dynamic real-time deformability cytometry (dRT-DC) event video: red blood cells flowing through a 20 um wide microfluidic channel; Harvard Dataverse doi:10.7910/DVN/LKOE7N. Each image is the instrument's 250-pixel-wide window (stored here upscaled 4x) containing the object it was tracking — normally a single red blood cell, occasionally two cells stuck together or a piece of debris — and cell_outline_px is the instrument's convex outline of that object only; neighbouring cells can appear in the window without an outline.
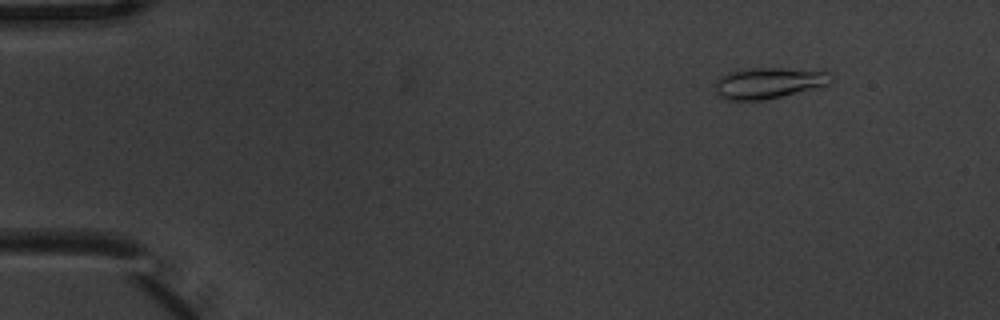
{"species": "common noctule bat (a hibernating species)", "species_latin": "Nyctalus noctula", "temperature_condition": "warm", "stored_images_in_passage": 6, "camera_frame_rate_fps": 3000, "um_per_image_px": 0.085, "animal": {"sex": "male", "body_mass_g": 20.1, "forearm_length_mm": 53.5}, "frame": {"image": 1, "passage_image": 2, "time_ms": 0.333, "image_size_px": [1000, 320], "cell_outline_px": [[836, 76], [832, 84], [820, 88], [760, 100], [728, 100], [720, 96], [716, 92], [716, 80], [720, 76], [728, 72], [748, 68], [784, 68], [832, 72]], "centroid_in_image_um": [65.43, 7.04], "position_along_channel_um": 19.6, "area_um2": 21.27}}
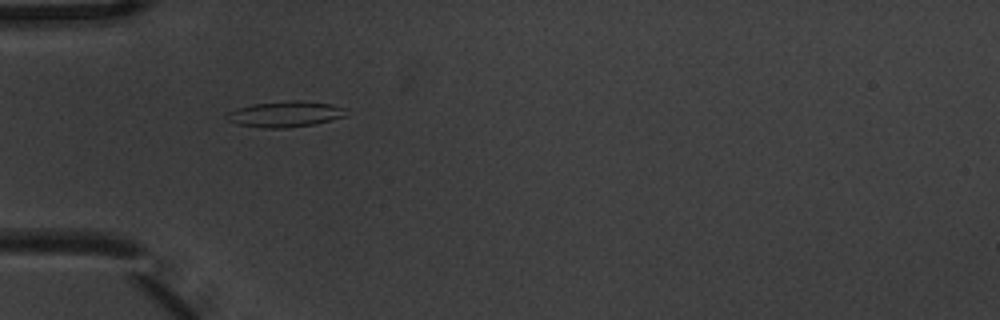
{"frame": {"image": 2, "passage_image": 5, "time_ms": 1.333, "image_size_px": [1000, 320], "cell_outline_px": [[344, 116], [316, 124], [288, 128], [264, 128], [236, 124], [228, 120], [224, 116], [228, 112], [252, 104], [288, 100], [300, 100], [332, 104], [344, 108]], "centroid_in_image_um": [24.21, 9.7], "position_along_channel_um": 60.8, "area_um2": 17.92}}